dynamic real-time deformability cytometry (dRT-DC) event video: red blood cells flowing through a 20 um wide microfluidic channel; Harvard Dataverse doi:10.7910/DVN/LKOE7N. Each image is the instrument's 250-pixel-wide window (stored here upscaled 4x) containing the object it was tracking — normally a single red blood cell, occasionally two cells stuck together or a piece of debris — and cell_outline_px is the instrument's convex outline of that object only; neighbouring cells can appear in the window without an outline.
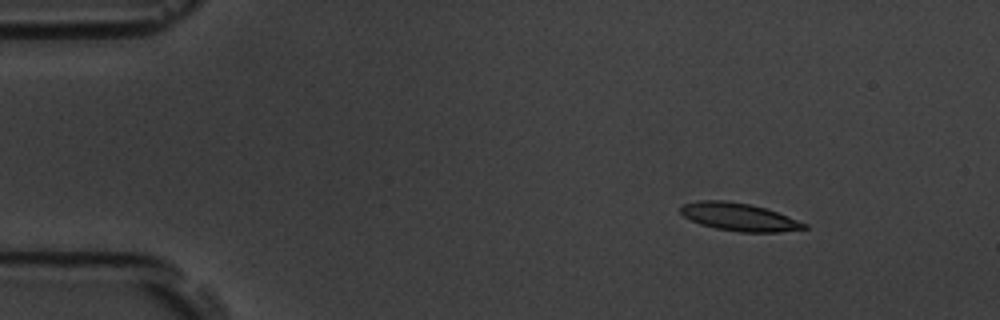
{"species": "common noctule bat (a hibernating species)", "species_latin": "Nyctalus noctula", "temperature_condition": "room temperature", "stored_images_in_passage": 50, "camera_frame_rate_fps": 3000, "um_per_image_px": 0.085, "animal": {"sex": "male", "body_mass_g": 19.5, "forearm_length_mm": 54.6}, "frame": {"image": 1, "passage_image": 1, "time_ms": 0.0, "image_size_px": [1000, 320], "cell_outline_px": [[808, 228], [780, 232], [740, 232], [716, 228], [700, 224], [684, 216], [680, 212], [680, 208], [684, 204], [700, 200], [728, 200], [748, 204], [764, 208], [776, 212], [808, 224]], "centroid_in_image_um": [62.82, 18.44], "position_along_channel_um": 22.2, "area_um2": 19.83}}
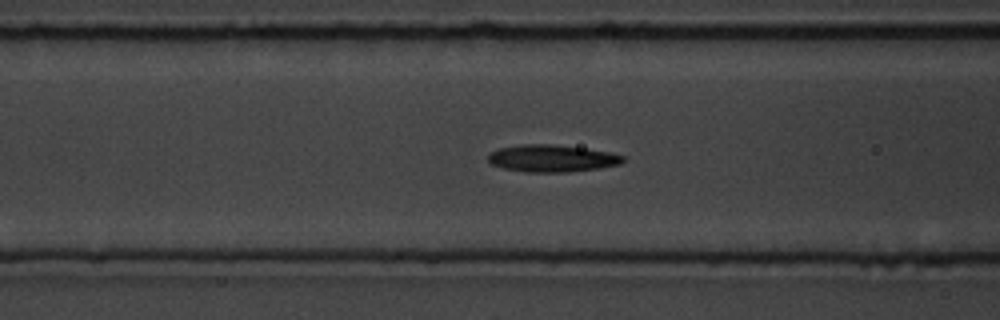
{"frame": {"image": 2, "passage_image": 16, "time_ms": 5.0, "image_size_px": [1000, 320], "cell_outline_px": [[624, 160], [620, 164], [600, 168], [568, 172], [528, 172], [504, 168], [492, 164], [488, 160], [488, 156], [492, 152], [500, 148], [520, 144], [552, 144], [584, 148], [608, 152], [624, 156]], "centroid_in_image_um": [46.92, 13.46], "position_along_channel_um": 119.7, "area_um2": 21.15}}
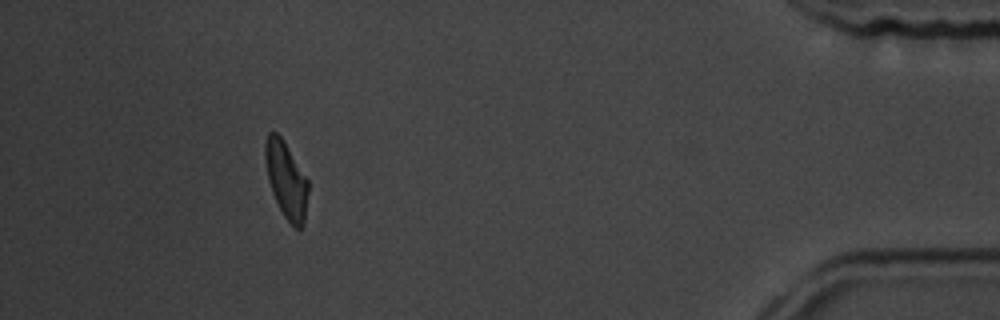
{"frame": {"image": 3, "passage_image": 45, "time_ms": 14.667, "image_size_px": [1000, 320], "cell_outline_px": [[308, 192], [304, 224], [300, 228], [296, 228], [284, 216], [272, 192], [268, 180], [264, 160], [264, 144], [268, 132], [276, 132], [280, 136], [308, 180]], "centroid_in_image_um": [24.31, 15.28], "position_along_channel_um": 410.9, "area_um2": 18.9}, "authors_computed_cell_mechanics": {"area_um2": 20.4034, "velocity_mm_per_s": 3.6252, "shape_relaxation_time_tau1_ms": 4.7279, "shape_relaxation_time_tau2_ms": 5.351, "deformation_change_tau1": 0.1475, "deformation_change_tau2": 0.1421}}